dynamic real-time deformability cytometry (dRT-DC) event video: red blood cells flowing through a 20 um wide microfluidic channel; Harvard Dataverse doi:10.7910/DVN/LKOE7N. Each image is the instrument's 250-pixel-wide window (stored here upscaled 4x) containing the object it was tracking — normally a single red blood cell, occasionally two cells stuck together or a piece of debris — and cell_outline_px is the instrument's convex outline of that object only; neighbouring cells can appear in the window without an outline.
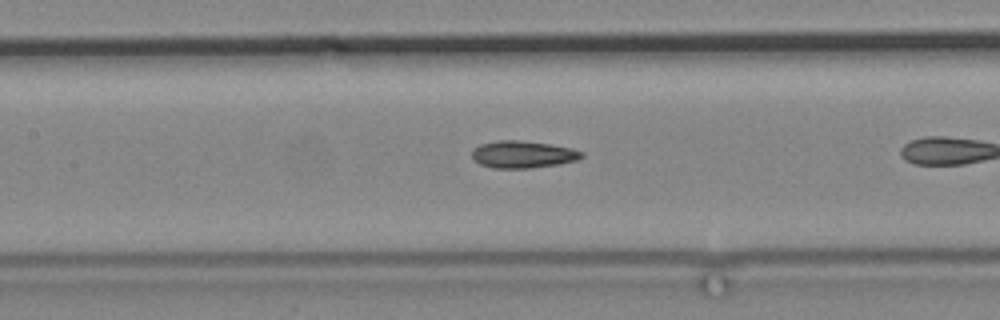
{"species": "common noctule bat (a hibernating species)", "species_latin": "Nyctalus noctula", "temperature_condition": "cold", "stored_images_in_passage": 11, "camera_frame_rate_fps": 3000, "um_per_image_px": 0.085, "animal": {"sex": "male", "body_mass_g": 19.2, "forearm_length_mm": 51.8}, "frame": {"image": 1, "passage_image": 10, "time_ms": 11.667, "image_size_px": [1000, 320], "cell_outline_px": [[584, 156], [576, 160], [560, 164], [532, 168], [492, 168], [480, 164], [472, 160], [472, 152], [480, 144], [496, 140], [520, 140], [552, 144], [572, 148], [584, 152]], "centroid_in_image_um": [44.45, 13.12], "position_along_channel_um": 162.9, "area_um2": 17.57}}